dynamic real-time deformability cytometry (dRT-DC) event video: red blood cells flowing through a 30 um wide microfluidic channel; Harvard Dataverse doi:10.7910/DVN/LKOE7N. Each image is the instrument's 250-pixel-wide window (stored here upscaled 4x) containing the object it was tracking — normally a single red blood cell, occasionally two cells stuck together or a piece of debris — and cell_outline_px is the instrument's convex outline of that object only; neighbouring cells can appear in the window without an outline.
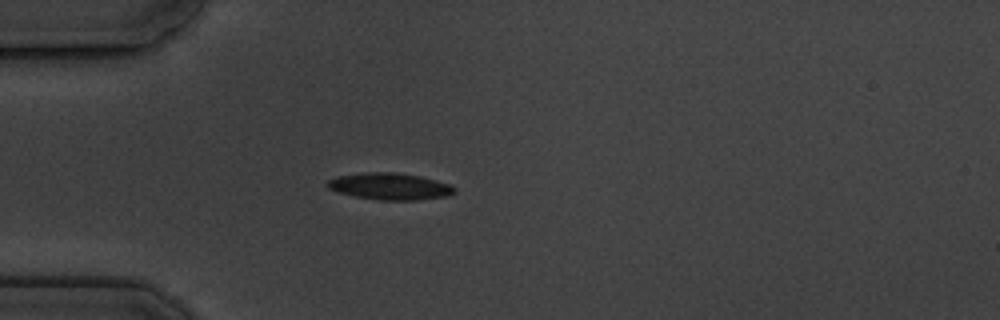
{"species": "common noctule bat (a hibernating species)", "species_latin": "Nyctalus noctula", "temperature_condition": "cold", "stored_images_in_passage": 4, "camera_frame_rate_fps": 3000, "um_per_image_px": 0.085, "animal": {"sex": "male", "body_mass_g": 19.5, "forearm_length_mm": 54.6}, "frame": {"image": 1, "passage_image": 4, "time_ms": 3.667, "image_size_px": [1000, 320], "cell_outline_px": [[456, 192], [448, 196], [416, 200], [380, 200], [356, 196], [340, 192], [328, 188], [328, 180], [336, 176], [364, 172], [396, 172], [420, 176], [452, 184], [456, 188]], "centroid_in_image_um": [33.2, 15.83], "position_along_channel_um": 51.8, "area_um2": 19.83}}